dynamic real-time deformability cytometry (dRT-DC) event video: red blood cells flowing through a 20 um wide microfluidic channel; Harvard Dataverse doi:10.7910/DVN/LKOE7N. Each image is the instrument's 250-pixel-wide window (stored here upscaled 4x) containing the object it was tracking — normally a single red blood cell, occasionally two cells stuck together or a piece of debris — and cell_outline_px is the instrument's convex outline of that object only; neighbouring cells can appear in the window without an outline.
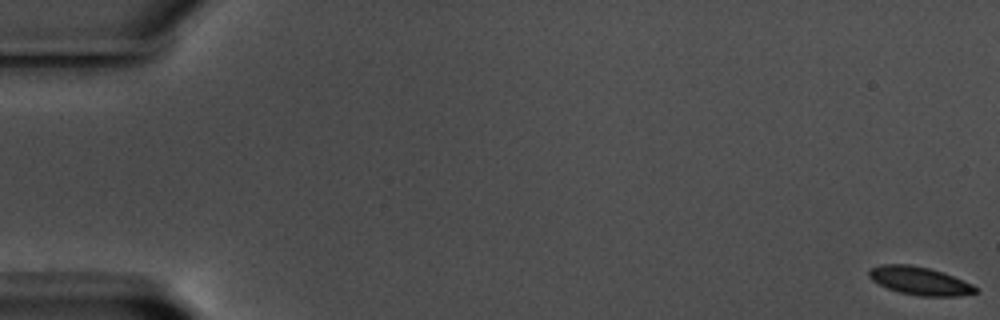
{"species": "common noctule bat (a hibernating species)", "species_latin": "Nyctalus noctula", "temperature_condition": "warm", "stored_images_in_passage": 60, "camera_frame_rate_fps": 3000, "um_per_image_px": 0.085, "animal": {"sex": "male", "body_mass_g": 17.5, "forearm_length_mm": 52.3}, "frame": {"image": 1, "passage_image": 1, "time_ms": 0.0, "image_size_px": [1000, 320], "cell_outline_px": [[980, 292], [956, 296], [920, 296], [900, 292], [888, 288], [872, 280], [868, 276], [868, 268], [880, 264], [912, 264], [944, 272], [972, 284]], "centroid_in_image_um": [78.16, 23.85], "position_along_channel_um": 6.8, "area_um2": 17.51}}
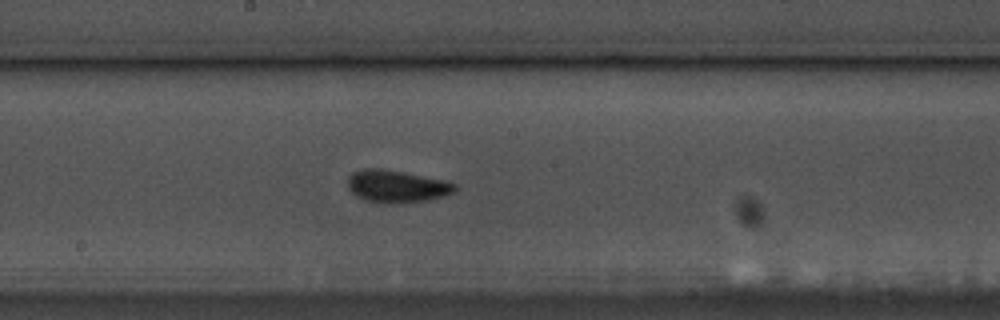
{"frame": {"image": 2, "passage_image": 33, "time_ms": 10.667, "image_size_px": [1000, 320], "cell_outline_px": [[456, 192], [444, 196], [428, 200], [396, 204], [376, 204], [364, 200], [356, 196], [348, 188], [348, 176], [352, 172], [364, 168], [380, 168], [448, 180], [456, 184]], "centroid_in_image_um": [33.72, 15.85], "position_along_channel_um": 214.5, "area_um2": 20.75}}
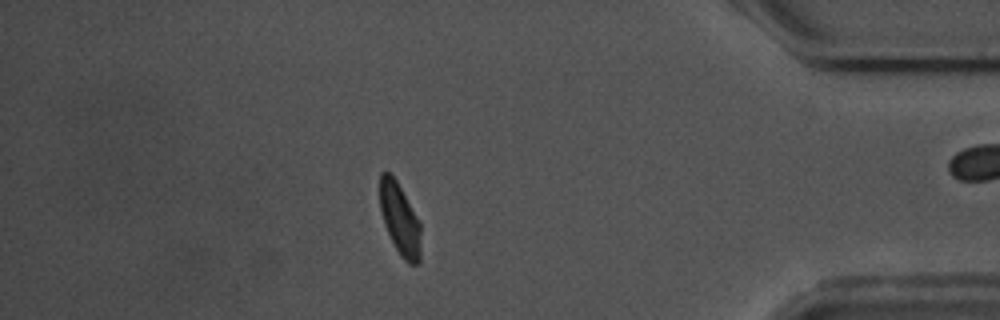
{"frame": {"image": 3, "passage_image": 52, "time_ms": 17.0, "image_size_px": [1000, 320], "cell_outline_px": [[420, 260], [416, 264], [408, 264], [400, 256], [384, 224], [380, 208], [380, 172], [388, 172], [396, 180], [420, 224]], "centroid_in_image_um": [33.98, 18.66], "position_along_channel_um": 401.2, "area_um2": 16.7}, "authors_computed_cell_mechanics": {"area_um2": 18.0336, "velocity_mm_per_s": 3.5224, "shape_relaxation_time_tau1_ms": 7.0197, "shape_relaxation_time_tau2_ms": 1.5533, "deformation_change_tau1": 0.1681, "deformation_change_tau2": 0.0688}}